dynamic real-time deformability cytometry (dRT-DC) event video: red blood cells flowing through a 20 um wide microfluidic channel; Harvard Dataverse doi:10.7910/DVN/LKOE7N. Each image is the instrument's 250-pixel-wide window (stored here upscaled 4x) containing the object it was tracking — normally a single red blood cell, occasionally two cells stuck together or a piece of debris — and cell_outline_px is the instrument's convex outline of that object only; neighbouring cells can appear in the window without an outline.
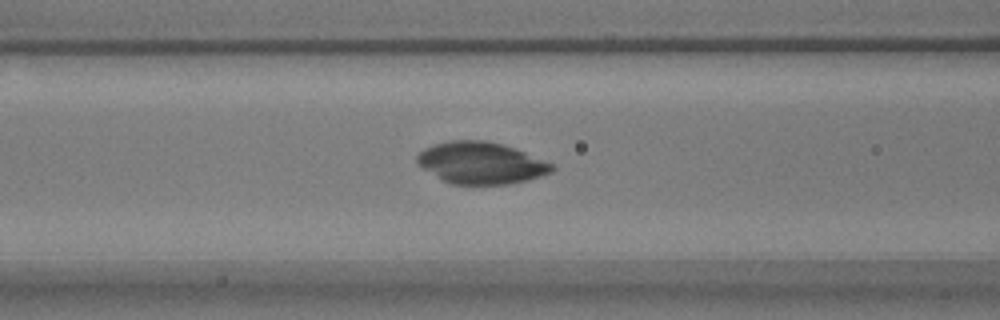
{"species": "common noctule bat (a hibernating species)", "species_latin": "Nyctalus noctula", "temperature_condition": "warm", "stored_images_in_passage": 57, "camera_frame_rate_fps": 3000, "um_per_image_px": 0.085, "animal": {"sex": "male", "body_mass_g": 17.9}, "frame": {"image": 1, "passage_image": 23, "time_ms": 7.333, "image_size_px": [1000, 320], "cell_outline_px": [[556, 168], [552, 172], [528, 180], [508, 184], [452, 184], [444, 180], [416, 164], [416, 156], [424, 148], [432, 144], [448, 140], [484, 140], [500, 144], [524, 152], [556, 164]], "centroid_in_image_um": [40.89, 13.84], "position_along_channel_um": 125.7, "area_um2": 32.83}}